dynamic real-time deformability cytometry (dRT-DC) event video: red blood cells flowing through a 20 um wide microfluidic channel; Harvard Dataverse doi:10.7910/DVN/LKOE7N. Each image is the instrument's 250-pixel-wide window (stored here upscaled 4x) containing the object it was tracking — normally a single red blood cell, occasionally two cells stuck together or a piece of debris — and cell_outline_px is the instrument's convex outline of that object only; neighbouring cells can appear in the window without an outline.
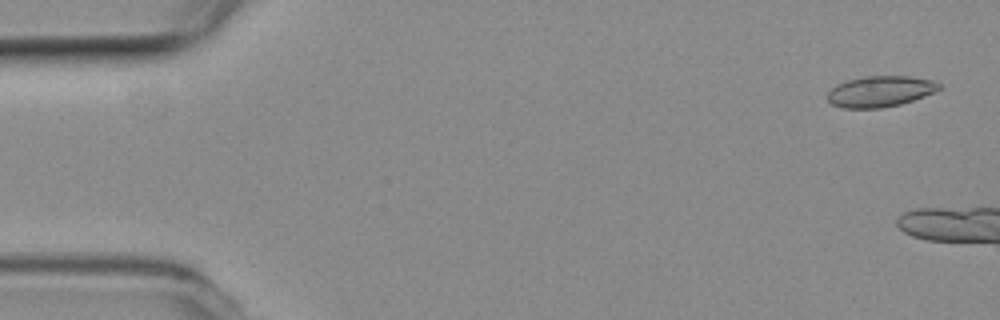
{"species": "common noctule bat (a hibernating species)", "species_latin": "Nyctalus noctula", "temperature_condition": "room temperature", "stored_images_in_passage": 6, "camera_frame_rate_fps": 3000, "um_per_image_px": 0.085, "animal": {"sex": "female", "body_mass_g": 19.3, "forearm_length_mm": 54.1}, "frame": {"image": 1, "passage_image": 2, "time_ms": 0.333, "image_size_px": [1000, 320], "cell_outline_px": [[940, 88], [924, 96], [900, 104], [880, 108], [844, 108], [832, 104], [828, 100], [828, 92], [836, 84], [848, 80], [864, 76], [908, 76], [932, 80], [940, 84]], "centroid_in_image_um": [74.79, 7.76], "position_along_channel_um": 10.2, "area_um2": 19.88}}